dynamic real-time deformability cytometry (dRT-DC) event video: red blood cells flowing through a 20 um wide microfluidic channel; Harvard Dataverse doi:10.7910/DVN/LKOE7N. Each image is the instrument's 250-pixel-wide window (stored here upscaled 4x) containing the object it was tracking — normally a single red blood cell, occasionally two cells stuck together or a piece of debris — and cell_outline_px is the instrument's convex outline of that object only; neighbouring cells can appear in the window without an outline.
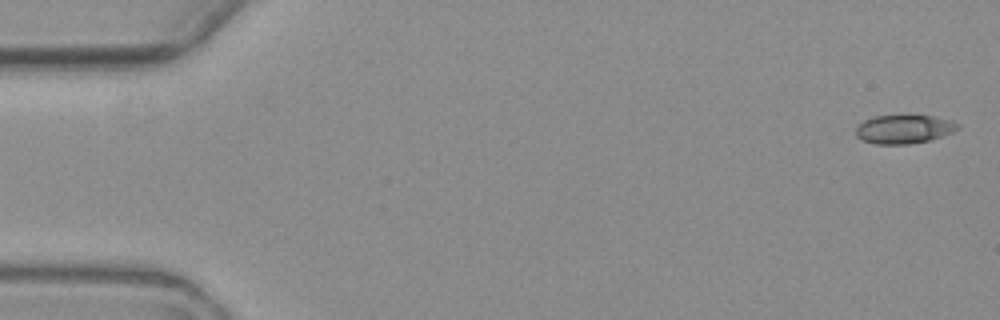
{"species": "common noctule bat (a hibernating species)", "species_latin": "Nyctalus noctula", "temperature_condition": "warm", "stored_images_in_passage": 3, "camera_frame_rate_fps": 3000, "um_per_image_px": 0.085, "animal": {"sex": "female", "body_mass_g": 19.3, "forearm_length_mm": 54.1}, "frame": {"image": 1, "passage_image": 1, "time_ms": 0.0, "image_size_px": [1000, 320], "cell_outline_px": [[960, 128], [952, 132], [928, 140], [908, 144], [876, 144], [864, 140], [856, 136], [856, 128], [864, 120], [872, 116], [912, 112], [952, 120], [960, 124]], "centroid_in_image_um": [76.85, 10.91], "position_along_channel_um": 8.2, "area_um2": 17.69}}